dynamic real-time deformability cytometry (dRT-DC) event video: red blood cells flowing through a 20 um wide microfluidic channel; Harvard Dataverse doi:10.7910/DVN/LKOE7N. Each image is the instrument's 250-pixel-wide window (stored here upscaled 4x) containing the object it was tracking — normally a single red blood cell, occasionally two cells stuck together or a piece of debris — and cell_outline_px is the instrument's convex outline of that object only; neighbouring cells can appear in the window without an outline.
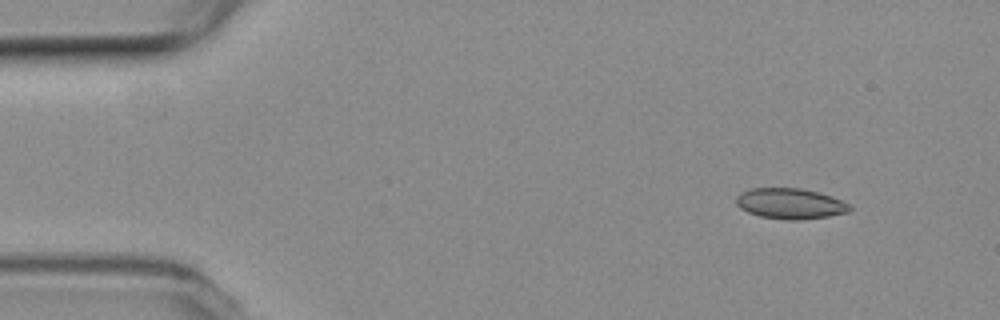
{"species": "common noctule bat (a hibernating species)", "species_latin": "Nyctalus noctula", "temperature_condition": "room temperature", "stored_images_in_passage": 8, "camera_frame_rate_fps": 3000, "um_per_image_px": 0.085, "animal": {"sex": "female", "body_mass_g": 19.3, "forearm_length_mm": 54.1}, "frame": {"image": 1, "passage_image": 1, "time_ms": 0.0, "image_size_px": [1000, 320], "cell_outline_px": [[852, 208], [848, 212], [828, 216], [804, 220], [784, 220], [760, 216], [748, 212], [740, 208], [736, 204], [736, 196], [740, 192], [748, 188], [800, 188], [832, 196], [848, 204]], "centroid_in_image_um": [67.13, 17.31], "position_along_channel_um": 17.9, "area_um2": 20.35}}